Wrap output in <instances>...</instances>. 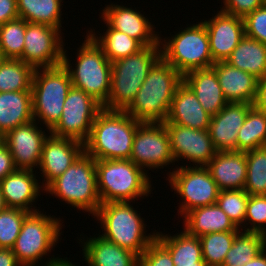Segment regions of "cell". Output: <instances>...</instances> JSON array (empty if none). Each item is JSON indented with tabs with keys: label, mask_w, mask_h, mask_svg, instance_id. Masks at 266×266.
Here are the masks:
<instances>
[{
	"label": "cell",
	"mask_w": 266,
	"mask_h": 266,
	"mask_svg": "<svg viewBox=\"0 0 266 266\" xmlns=\"http://www.w3.org/2000/svg\"><path fill=\"white\" fill-rule=\"evenodd\" d=\"M182 82L183 76L160 58L124 111L138 122H164L176 89Z\"/></svg>",
	"instance_id": "1"
},
{
	"label": "cell",
	"mask_w": 266,
	"mask_h": 266,
	"mask_svg": "<svg viewBox=\"0 0 266 266\" xmlns=\"http://www.w3.org/2000/svg\"><path fill=\"white\" fill-rule=\"evenodd\" d=\"M141 122L125 111L102 109L93 122L85 152L95 160L130 159L136 129Z\"/></svg>",
	"instance_id": "2"
},
{
	"label": "cell",
	"mask_w": 266,
	"mask_h": 266,
	"mask_svg": "<svg viewBox=\"0 0 266 266\" xmlns=\"http://www.w3.org/2000/svg\"><path fill=\"white\" fill-rule=\"evenodd\" d=\"M95 167L101 203L131 202L151 194L147 170L130 159L95 160Z\"/></svg>",
	"instance_id": "3"
},
{
	"label": "cell",
	"mask_w": 266,
	"mask_h": 266,
	"mask_svg": "<svg viewBox=\"0 0 266 266\" xmlns=\"http://www.w3.org/2000/svg\"><path fill=\"white\" fill-rule=\"evenodd\" d=\"M131 202L102 203L94 217L101 222L103 239L140 256L156 239V233L146 235L143 219ZM145 233V234H144Z\"/></svg>",
	"instance_id": "4"
},
{
	"label": "cell",
	"mask_w": 266,
	"mask_h": 266,
	"mask_svg": "<svg viewBox=\"0 0 266 266\" xmlns=\"http://www.w3.org/2000/svg\"><path fill=\"white\" fill-rule=\"evenodd\" d=\"M161 58L160 44L112 62V78L106 110L124 111L134 100L150 69Z\"/></svg>",
	"instance_id": "5"
},
{
	"label": "cell",
	"mask_w": 266,
	"mask_h": 266,
	"mask_svg": "<svg viewBox=\"0 0 266 266\" xmlns=\"http://www.w3.org/2000/svg\"><path fill=\"white\" fill-rule=\"evenodd\" d=\"M43 190L93 216L102 204L97 187L95 159L85 151Z\"/></svg>",
	"instance_id": "6"
},
{
	"label": "cell",
	"mask_w": 266,
	"mask_h": 266,
	"mask_svg": "<svg viewBox=\"0 0 266 266\" xmlns=\"http://www.w3.org/2000/svg\"><path fill=\"white\" fill-rule=\"evenodd\" d=\"M86 36V40L78 48L75 69L71 68L66 50L62 64L69 72L72 86L83 90L103 106L110 93L112 63L93 38L88 33Z\"/></svg>",
	"instance_id": "7"
},
{
	"label": "cell",
	"mask_w": 266,
	"mask_h": 266,
	"mask_svg": "<svg viewBox=\"0 0 266 266\" xmlns=\"http://www.w3.org/2000/svg\"><path fill=\"white\" fill-rule=\"evenodd\" d=\"M161 40L160 37L161 58L182 76L193 70L211 68L215 63L210 52L207 29L203 22L182 29L167 41Z\"/></svg>",
	"instance_id": "8"
},
{
	"label": "cell",
	"mask_w": 266,
	"mask_h": 266,
	"mask_svg": "<svg viewBox=\"0 0 266 266\" xmlns=\"http://www.w3.org/2000/svg\"><path fill=\"white\" fill-rule=\"evenodd\" d=\"M71 87L69 72L63 64L35 69L31 88L34 120L38 123L42 120L50 131L61 118Z\"/></svg>",
	"instance_id": "9"
},
{
	"label": "cell",
	"mask_w": 266,
	"mask_h": 266,
	"mask_svg": "<svg viewBox=\"0 0 266 266\" xmlns=\"http://www.w3.org/2000/svg\"><path fill=\"white\" fill-rule=\"evenodd\" d=\"M60 222V218L55 219L40 211L29 213L25 217L12 248L22 266H35L41 262V257L51 252L61 234Z\"/></svg>",
	"instance_id": "10"
},
{
	"label": "cell",
	"mask_w": 266,
	"mask_h": 266,
	"mask_svg": "<svg viewBox=\"0 0 266 266\" xmlns=\"http://www.w3.org/2000/svg\"><path fill=\"white\" fill-rule=\"evenodd\" d=\"M168 177L170 187L183 199L180 215L217 202L220 190L206 166H180Z\"/></svg>",
	"instance_id": "11"
},
{
	"label": "cell",
	"mask_w": 266,
	"mask_h": 266,
	"mask_svg": "<svg viewBox=\"0 0 266 266\" xmlns=\"http://www.w3.org/2000/svg\"><path fill=\"white\" fill-rule=\"evenodd\" d=\"M102 109V105L92 96L72 86L65 99L61 118L49 133L85 143Z\"/></svg>",
	"instance_id": "12"
},
{
	"label": "cell",
	"mask_w": 266,
	"mask_h": 266,
	"mask_svg": "<svg viewBox=\"0 0 266 266\" xmlns=\"http://www.w3.org/2000/svg\"><path fill=\"white\" fill-rule=\"evenodd\" d=\"M130 160L147 169H163L175 162L170 136L163 122H141L133 140Z\"/></svg>",
	"instance_id": "13"
},
{
	"label": "cell",
	"mask_w": 266,
	"mask_h": 266,
	"mask_svg": "<svg viewBox=\"0 0 266 266\" xmlns=\"http://www.w3.org/2000/svg\"><path fill=\"white\" fill-rule=\"evenodd\" d=\"M60 31L47 24L27 22L24 49L19 59L34 69L61 65L64 44Z\"/></svg>",
	"instance_id": "14"
},
{
	"label": "cell",
	"mask_w": 266,
	"mask_h": 266,
	"mask_svg": "<svg viewBox=\"0 0 266 266\" xmlns=\"http://www.w3.org/2000/svg\"><path fill=\"white\" fill-rule=\"evenodd\" d=\"M170 136L174 160L186 159L196 166H206L218 152L208 130L192 129L178 124L164 123ZM197 163V164H196Z\"/></svg>",
	"instance_id": "15"
},
{
	"label": "cell",
	"mask_w": 266,
	"mask_h": 266,
	"mask_svg": "<svg viewBox=\"0 0 266 266\" xmlns=\"http://www.w3.org/2000/svg\"><path fill=\"white\" fill-rule=\"evenodd\" d=\"M36 120L20 125L5 134L4 144L10 150L17 169L39 167L42 148L48 135L37 126Z\"/></svg>",
	"instance_id": "16"
},
{
	"label": "cell",
	"mask_w": 266,
	"mask_h": 266,
	"mask_svg": "<svg viewBox=\"0 0 266 266\" xmlns=\"http://www.w3.org/2000/svg\"><path fill=\"white\" fill-rule=\"evenodd\" d=\"M84 143L71 138L57 137L50 133L45 139L39 167L44 177L45 189L64 173L84 152Z\"/></svg>",
	"instance_id": "17"
},
{
	"label": "cell",
	"mask_w": 266,
	"mask_h": 266,
	"mask_svg": "<svg viewBox=\"0 0 266 266\" xmlns=\"http://www.w3.org/2000/svg\"><path fill=\"white\" fill-rule=\"evenodd\" d=\"M202 22L207 29L213 61H226L245 36L243 18L220 10L212 19Z\"/></svg>",
	"instance_id": "18"
},
{
	"label": "cell",
	"mask_w": 266,
	"mask_h": 266,
	"mask_svg": "<svg viewBox=\"0 0 266 266\" xmlns=\"http://www.w3.org/2000/svg\"><path fill=\"white\" fill-rule=\"evenodd\" d=\"M252 107L249 103L233 102L212 115L208 131L218 152L237 151L238 132Z\"/></svg>",
	"instance_id": "19"
},
{
	"label": "cell",
	"mask_w": 266,
	"mask_h": 266,
	"mask_svg": "<svg viewBox=\"0 0 266 266\" xmlns=\"http://www.w3.org/2000/svg\"><path fill=\"white\" fill-rule=\"evenodd\" d=\"M112 4L102 10L101 16L105 23L111 28L138 40L144 47L160 44V36L155 34L154 25L139 10Z\"/></svg>",
	"instance_id": "20"
},
{
	"label": "cell",
	"mask_w": 266,
	"mask_h": 266,
	"mask_svg": "<svg viewBox=\"0 0 266 266\" xmlns=\"http://www.w3.org/2000/svg\"><path fill=\"white\" fill-rule=\"evenodd\" d=\"M33 170L16 169L14 172L0 180V188L7 208H18L27 212H36L33 202L40 196L43 188L38 184Z\"/></svg>",
	"instance_id": "21"
},
{
	"label": "cell",
	"mask_w": 266,
	"mask_h": 266,
	"mask_svg": "<svg viewBox=\"0 0 266 266\" xmlns=\"http://www.w3.org/2000/svg\"><path fill=\"white\" fill-rule=\"evenodd\" d=\"M211 117L203 109L195 93L183 81L176 89L168 116L163 123H173L192 129L208 130Z\"/></svg>",
	"instance_id": "22"
},
{
	"label": "cell",
	"mask_w": 266,
	"mask_h": 266,
	"mask_svg": "<svg viewBox=\"0 0 266 266\" xmlns=\"http://www.w3.org/2000/svg\"><path fill=\"white\" fill-rule=\"evenodd\" d=\"M206 167L220 191L244 189L247 172L246 152H217Z\"/></svg>",
	"instance_id": "23"
},
{
	"label": "cell",
	"mask_w": 266,
	"mask_h": 266,
	"mask_svg": "<svg viewBox=\"0 0 266 266\" xmlns=\"http://www.w3.org/2000/svg\"><path fill=\"white\" fill-rule=\"evenodd\" d=\"M211 68L215 71L223 95L228 103H249L255 99L258 79L225 61L215 62Z\"/></svg>",
	"instance_id": "24"
},
{
	"label": "cell",
	"mask_w": 266,
	"mask_h": 266,
	"mask_svg": "<svg viewBox=\"0 0 266 266\" xmlns=\"http://www.w3.org/2000/svg\"><path fill=\"white\" fill-rule=\"evenodd\" d=\"M183 81L195 93L203 109L211 116L228 104L212 68L193 70L183 76Z\"/></svg>",
	"instance_id": "25"
},
{
	"label": "cell",
	"mask_w": 266,
	"mask_h": 266,
	"mask_svg": "<svg viewBox=\"0 0 266 266\" xmlns=\"http://www.w3.org/2000/svg\"><path fill=\"white\" fill-rule=\"evenodd\" d=\"M98 236L87 238L82 245L84 261L89 266H138L137 254Z\"/></svg>",
	"instance_id": "26"
},
{
	"label": "cell",
	"mask_w": 266,
	"mask_h": 266,
	"mask_svg": "<svg viewBox=\"0 0 266 266\" xmlns=\"http://www.w3.org/2000/svg\"><path fill=\"white\" fill-rule=\"evenodd\" d=\"M183 217V229L197 237L214 232L240 231L217 203L190 210Z\"/></svg>",
	"instance_id": "27"
},
{
	"label": "cell",
	"mask_w": 266,
	"mask_h": 266,
	"mask_svg": "<svg viewBox=\"0 0 266 266\" xmlns=\"http://www.w3.org/2000/svg\"><path fill=\"white\" fill-rule=\"evenodd\" d=\"M33 117L32 91L0 92V131H8L31 122Z\"/></svg>",
	"instance_id": "28"
},
{
	"label": "cell",
	"mask_w": 266,
	"mask_h": 266,
	"mask_svg": "<svg viewBox=\"0 0 266 266\" xmlns=\"http://www.w3.org/2000/svg\"><path fill=\"white\" fill-rule=\"evenodd\" d=\"M183 230L173 236L157 232L156 239L170 252L174 266H197V262H205L199 237Z\"/></svg>",
	"instance_id": "29"
},
{
	"label": "cell",
	"mask_w": 266,
	"mask_h": 266,
	"mask_svg": "<svg viewBox=\"0 0 266 266\" xmlns=\"http://www.w3.org/2000/svg\"><path fill=\"white\" fill-rule=\"evenodd\" d=\"M225 62L260 79L266 75V44L244 36Z\"/></svg>",
	"instance_id": "30"
},
{
	"label": "cell",
	"mask_w": 266,
	"mask_h": 266,
	"mask_svg": "<svg viewBox=\"0 0 266 266\" xmlns=\"http://www.w3.org/2000/svg\"><path fill=\"white\" fill-rule=\"evenodd\" d=\"M63 0H16L19 18L26 22L47 24L61 30Z\"/></svg>",
	"instance_id": "31"
},
{
	"label": "cell",
	"mask_w": 266,
	"mask_h": 266,
	"mask_svg": "<svg viewBox=\"0 0 266 266\" xmlns=\"http://www.w3.org/2000/svg\"><path fill=\"white\" fill-rule=\"evenodd\" d=\"M106 27L108 28L103 36L98 37L93 30L88 31V34L102 48L111 63L133 55L144 48L138 40L129 37L126 33L111 28L107 23Z\"/></svg>",
	"instance_id": "32"
},
{
	"label": "cell",
	"mask_w": 266,
	"mask_h": 266,
	"mask_svg": "<svg viewBox=\"0 0 266 266\" xmlns=\"http://www.w3.org/2000/svg\"><path fill=\"white\" fill-rule=\"evenodd\" d=\"M265 244L266 236L264 234L239 231L222 266H244L265 248Z\"/></svg>",
	"instance_id": "33"
},
{
	"label": "cell",
	"mask_w": 266,
	"mask_h": 266,
	"mask_svg": "<svg viewBox=\"0 0 266 266\" xmlns=\"http://www.w3.org/2000/svg\"><path fill=\"white\" fill-rule=\"evenodd\" d=\"M266 146V114L252 107L238 132L237 151Z\"/></svg>",
	"instance_id": "34"
},
{
	"label": "cell",
	"mask_w": 266,
	"mask_h": 266,
	"mask_svg": "<svg viewBox=\"0 0 266 266\" xmlns=\"http://www.w3.org/2000/svg\"><path fill=\"white\" fill-rule=\"evenodd\" d=\"M34 71L20 59H6L0 66V92L31 90Z\"/></svg>",
	"instance_id": "35"
},
{
	"label": "cell",
	"mask_w": 266,
	"mask_h": 266,
	"mask_svg": "<svg viewBox=\"0 0 266 266\" xmlns=\"http://www.w3.org/2000/svg\"><path fill=\"white\" fill-rule=\"evenodd\" d=\"M244 190L251 195H266V146L246 151Z\"/></svg>",
	"instance_id": "36"
},
{
	"label": "cell",
	"mask_w": 266,
	"mask_h": 266,
	"mask_svg": "<svg viewBox=\"0 0 266 266\" xmlns=\"http://www.w3.org/2000/svg\"><path fill=\"white\" fill-rule=\"evenodd\" d=\"M238 232H214L199 237L203 260L208 266H222Z\"/></svg>",
	"instance_id": "37"
},
{
	"label": "cell",
	"mask_w": 266,
	"mask_h": 266,
	"mask_svg": "<svg viewBox=\"0 0 266 266\" xmlns=\"http://www.w3.org/2000/svg\"><path fill=\"white\" fill-rule=\"evenodd\" d=\"M26 21L17 18L0 25V48L7 59H19L25 42Z\"/></svg>",
	"instance_id": "38"
},
{
	"label": "cell",
	"mask_w": 266,
	"mask_h": 266,
	"mask_svg": "<svg viewBox=\"0 0 266 266\" xmlns=\"http://www.w3.org/2000/svg\"><path fill=\"white\" fill-rule=\"evenodd\" d=\"M249 194L244 190H222L217 198L218 206L227 214L237 228L243 225Z\"/></svg>",
	"instance_id": "39"
},
{
	"label": "cell",
	"mask_w": 266,
	"mask_h": 266,
	"mask_svg": "<svg viewBox=\"0 0 266 266\" xmlns=\"http://www.w3.org/2000/svg\"><path fill=\"white\" fill-rule=\"evenodd\" d=\"M29 213L18 208H6L0 212V248H13L22 223Z\"/></svg>",
	"instance_id": "40"
},
{
	"label": "cell",
	"mask_w": 266,
	"mask_h": 266,
	"mask_svg": "<svg viewBox=\"0 0 266 266\" xmlns=\"http://www.w3.org/2000/svg\"><path fill=\"white\" fill-rule=\"evenodd\" d=\"M251 226L242 229L246 232H256L266 236V195H251L248 199L245 220ZM251 227V228H250Z\"/></svg>",
	"instance_id": "41"
},
{
	"label": "cell",
	"mask_w": 266,
	"mask_h": 266,
	"mask_svg": "<svg viewBox=\"0 0 266 266\" xmlns=\"http://www.w3.org/2000/svg\"><path fill=\"white\" fill-rule=\"evenodd\" d=\"M245 36L266 44V7L261 6L244 18Z\"/></svg>",
	"instance_id": "42"
},
{
	"label": "cell",
	"mask_w": 266,
	"mask_h": 266,
	"mask_svg": "<svg viewBox=\"0 0 266 266\" xmlns=\"http://www.w3.org/2000/svg\"><path fill=\"white\" fill-rule=\"evenodd\" d=\"M138 266H174L170 252L155 239L139 256Z\"/></svg>",
	"instance_id": "43"
},
{
	"label": "cell",
	"mask_w": 266,
	"mask_h": 266,
	"mask_svg": "<svg viewBox=\"0 0 266 266\" xmlns=\"http://www.w3.org/2000/svg\"><path fill=\"white\" fill-rule=\"evenodd\" d=\"M223 4L221 11L241 18L262 6L261 0H223Z\"/></svg>",
	"instance_id": "44"
},
{
	"label": "cell",
	"mask_w": 266,
	"mask_h": 266,
	"mask_svg": "<svg viewBox=\"0 0 266 266\" xmlns=\"http://www.w3.org/2000/svg\"><path fill=\"white\" fill-rule=\"evenodd\" d=\"M16 169L10 150L5 144L2 145L0 147V180L4 179Z\"/></svg>",
	"instance_id": "45"
},
{
	"label": "cell",
	"mask_w": 266,
	"mask_h": 266,
	"mask_svg": "<svg viewBox=\"0 0 266 266\" xmlns=\"http://www.w3.org/2000/svg\"><path fill=\"white\" fill-rule=\"evenodd\" d=\"M19 18L16 0H0V25Z\"/></svg>",
	"instance_id": "46"
},
{
	"label": "cell",
	"mask_w": 266,
	"mask_h": 266,
	"mask_svg": "<svg viewBox=\"0 0 266 266\" xmlns=\"http://www.w3.org/2000/svg\"><path fill=\"white\" fill-rule=\"evenodd\" d=\"M252 106L266 114V75L257 82V89Z\"/></svg>",
	"instance_id": "47"
},
{
	"label": "cell",
	"mask_w": 266,
	"mask_h": 266,
	"mask_svg": "<svg viewBox=\"0 0 266 266\" xmlns=\"http://www.w3.org/2000/svg\"><path fill=\"white\" fill-rule=\"evenodd\" d=\"M0 266H22L15 257L12 249L0 248Z\"/></svg>",
	"instance_id": "48"
},
{
	"label": "cell",
	"mask_w": 266,
	"mask_h": 266,
	"mask_svg": "<svg viewBox=\"0 0 266 266\" xmlns=\"http://www.w3.org/2000/svg\"><path fill=\"white\" fill-rule=\"evenodd\" d=\"M244 266H266V247Z\"/></svg>",
	"instance_id": "49"
},
{
	"label": "cell",
	"mask_w": 266,
	"mask_h": 266,
	"mask_svg": "<svg viewBox=\"0 0 266 266\" xmlns=\"http://www.w3.org/2000/svg\"><path fill=\"white\" fill-rule=\"evenodd\" d=\"M63 259L62 258H59V257H55V258H52L48 261H46V263H44L42 266H56L58 263H60ZM40 266V265H38Z\"/></svg>",
	"instance_id": "50"
},
{
	"label": "cell",
	"mask_w": 266,
	"mask_h": 266,
	"mask_svg": "<svg viewBox=\"0 0 266 266\" xmlns=\"http://www.w3.org/2000/svg\"><path fill=\"white\" fill-rule=\"evenodd\" d=\"M7 208L5 201H4V197L3 194L1 192V188H0V212L4 211Z\"/></svg>",
	"instance_id": "51"
},
{
	"label": "cell",
	"mask_w": 266,
	"mask_h": 266,
	"mask_svg": "<svg viewBox=\"0 0 266 266\" xmlns=\"http://www.w3.org/2000/svg\"><path fill=\"white\" fill-rule=\"evenodd\" d=\"M56 266H77L74 265L72 262L68 261V259H63L60 263H58Z\"/></svg>",
	"instance_id": "52"
},
{
	"label": "cell",
	"mask_w": 266,
	"mask_h": 266,
	"mask_svg": "<svg viewBox=\"0 0 266 266\" xmlns=\"http://www.w3.org/2000/svg\"><path fill=\"white\" fill-rule=\"evenodd\" d=\"M7 58L4 56V53L2 52L0 48V66L5 62Z\"/></svg>",
	"instance_id": "53"
},
{
	"label": "cell",
	"mask_w": 266,
	"mask_h": 266,
	"mask_svg": "<svg viewBox=\"0 0 266 266\" xmlns=\"http://www.w3.org/2000/svg\"><path fill=\"white\" fill-rule=\"evenodd\" d=\"M4 138H5V135L0 131V147L4 145Z\"/></svg>",
	"instance_id": "54"
},
{
	"label": "cell",
	"mask_w": 266,
	"mask_h": 266,
	"mask_svg": "<svg viewBox=\"0 0 266 266\" xmlns=\"http://www.w3.org/2000/svg\"><path fill=\"white\" fill-rule=\"evenodd\" d=\"M197 266H208L206 262H197Z\"/></svg>",
	"instance_id": "55"
},
{
	"label": "cell",
	"mask_w": 266,
	"mask_h": 266,
	"mask_svg": "<svg viewBox=\"0 0 266 266\" xmlns=\"http://www.w3.org/2000/svg\"><path fill=\"white\" fill-rule=\"evenodd\" d=\"M261 2H262V6L266 7V0H261Z\"/></svg>",
	"instance_id": "56"
}]
</instances>
